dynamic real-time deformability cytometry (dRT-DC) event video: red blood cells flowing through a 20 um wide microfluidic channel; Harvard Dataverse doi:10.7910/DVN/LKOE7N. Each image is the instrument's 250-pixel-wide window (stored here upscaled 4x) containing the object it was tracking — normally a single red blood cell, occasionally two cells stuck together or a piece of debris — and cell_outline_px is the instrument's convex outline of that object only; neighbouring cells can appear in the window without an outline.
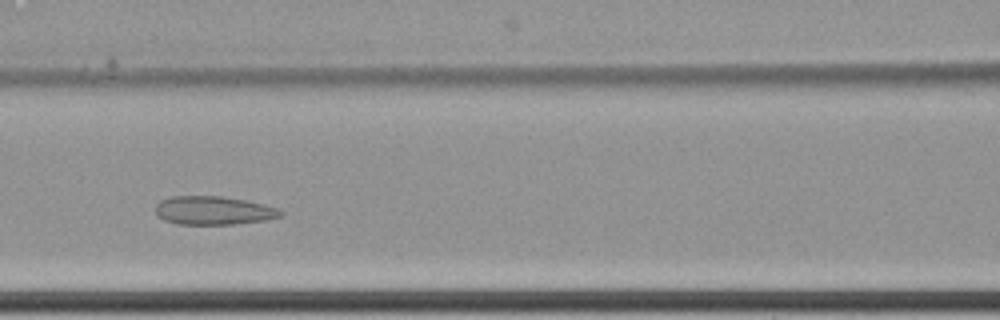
{"species": "common noctule bat (a hibernating species)", "species_latin": "Nyctalus noctula", "temperature_condition": "cold", "stored_images_in_passage": 9, "camera_frame_rate_fps": 3000, "um_per_image_px": 0.085, "animal": {"sex": "female", "body_mass_g": 22.7, "forearm_length_mm": 54.2}, "frame": {"image": 1, "passage_image": 6, "time_ms": 1.667, "image_size_px": [1000, 320], "cell_outline_px": [[284, 212], [280, 216], [264, 220], [232, 224], [180, 224], [164, 220], [156, 216], [156, 204], [160, 200], [172, 196], [220, 196], [244, 200], [264, 204], [276, 208]], "centroid_in_image_um": [18.1, 17.89], "position_along_channel_um": 148.5, "area_um2": 20.63}}
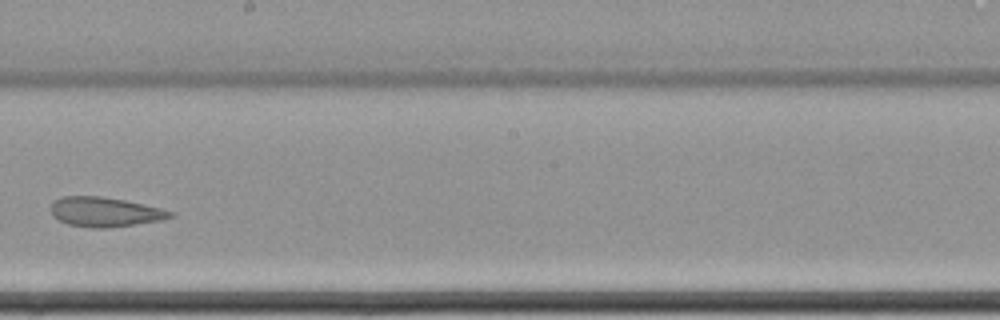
{"frame": {"image": 2, "passage_image": 8, "time_ms": 2.333, "image_size_px": [1000, 320], "cell_outline_px": [[172, 216], [160, 220], [108, 228], [92, 228], [68, 224], [52, 216], [52, 200], [64, 196], [100, 196], [124, 200], [160, 208], [172, 212]], "centroid_in_image_um": [8.86, 18.01], "position_along_channel_um": 239.3, "area_um2": 20.29}}
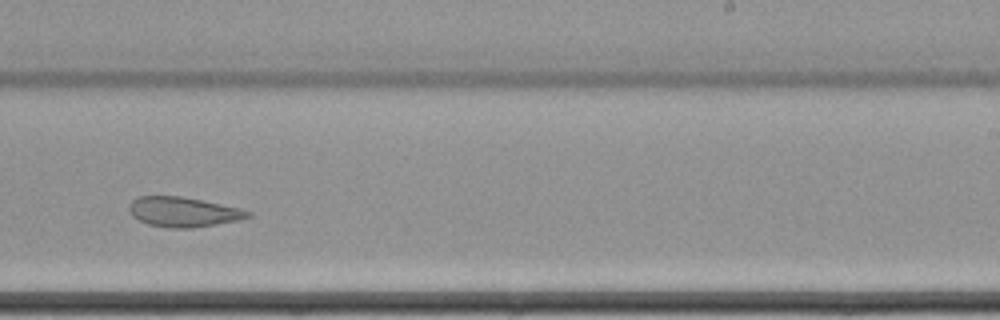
{"frame": {"image": 3, "passage_image": 9, "time_ms": 2.667, "image_size_px": [1000, 320], "cell_outline_px": [[252, 216], [240, 220], [192, 228], [168, 228], [148, 224], [132, 216], [128, 208], [128, 204], [132, 200], [140, 196], [180, 196], [240, 208], [252, 212]], "centroid_in_image_um": [15.57, 18.02], "position_along_channel_um": 273.4, "area_um2": 20.63}}